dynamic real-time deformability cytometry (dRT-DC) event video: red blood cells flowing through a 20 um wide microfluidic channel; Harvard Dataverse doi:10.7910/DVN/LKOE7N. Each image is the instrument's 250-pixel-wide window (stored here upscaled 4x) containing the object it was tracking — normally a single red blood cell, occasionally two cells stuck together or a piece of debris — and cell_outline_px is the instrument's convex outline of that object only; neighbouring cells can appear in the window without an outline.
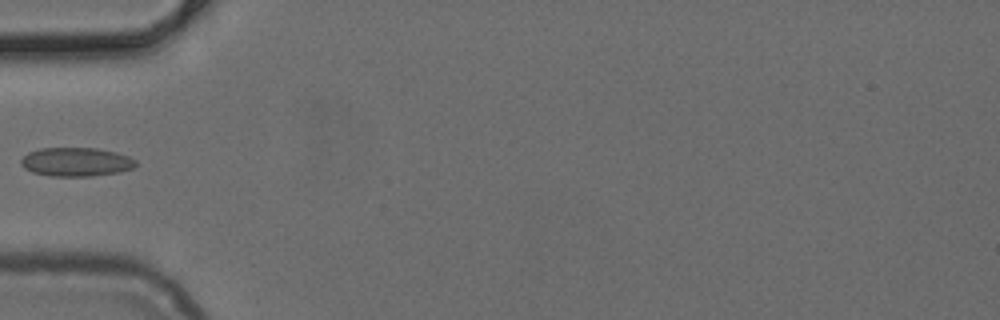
{"species": "common noctule bat (a hibernating species)", "species_latin": "Nyctalus noctula", "temperature_condition": "cold", "stored_images_in_passage": 18, "camera_frame_rate_fps": 3000, "um_per_image_px": 0.085, "animal": {"sex": "female", "body_mass_g": 24.6, "forearm_length_mm": 56.2}, "frame": {"image": 1, "passage_image": 1, "time_ms": 0.0, "image_size_px": [1000, 320], "cell_outline_px": [[136, 164], [132, 168], [120, 172], [92, 176], [52, 176], [32, 172], [24, 168], [20, 164], [20, 160], [28, 152], [40, 148], [96, 148], [116, 152], [128, 156], [136, 160]], "centroid_in_image_um": [6.45, 13.76], "position_along_channel_um": 78.5, "area_um2": 19.31}}
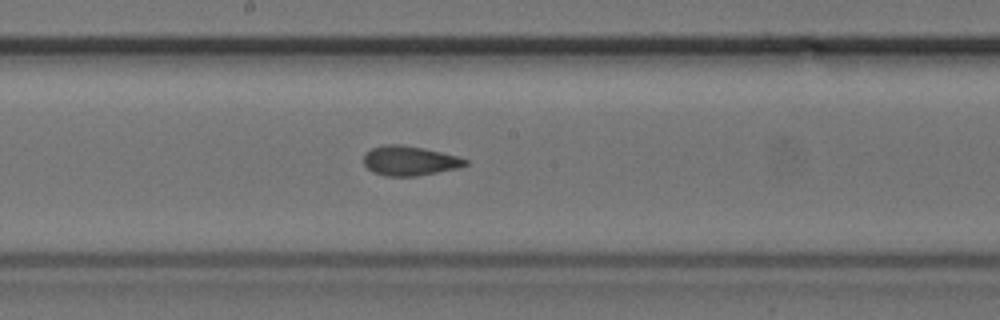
{"frame": {"image": 2, "passage_image": 11, "time_ms": 3.333, "image_size_px": [1000, 320], "cell_outline_px": [[468, 164], [456, 168], [416, 176], [384, 176], [372, 172], [364, 164], [364, 152], [372, 148], [384, 144], [400, 144], [424, 148], [456, 156], [468, 160]], "centroid_in_image_um": [34.76, 13.66], "position_along_channel_um": 213.4, "area_um2": 17.46}}
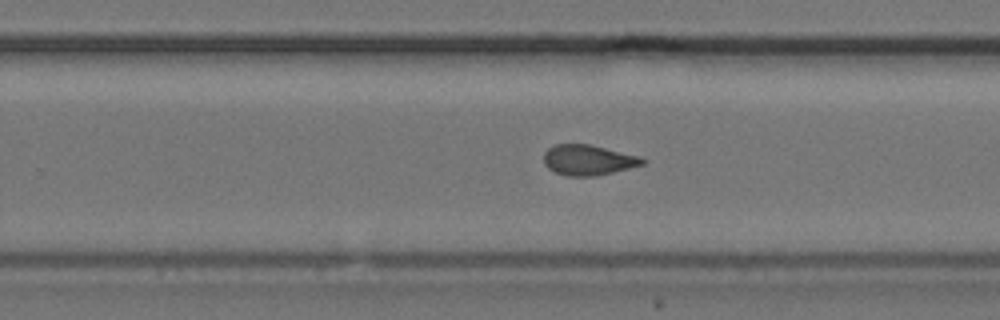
{"frame": {"image": 3, "passage_image": 16, "time_ms": 5.0, "image_size_px": [1000, 320], "cell_outline_px": [[648, 160], [644, 164], [596, 176], [568, 176], [556, 172], [548, 168], [544, 164], [544, 152], [548, 148], [556, 144], [588, 144], [640, 156]], "centroid_in_image_um": [50.0, 13.6], "position_along_channel_um": 279.8, "area_um2": 17.4}}